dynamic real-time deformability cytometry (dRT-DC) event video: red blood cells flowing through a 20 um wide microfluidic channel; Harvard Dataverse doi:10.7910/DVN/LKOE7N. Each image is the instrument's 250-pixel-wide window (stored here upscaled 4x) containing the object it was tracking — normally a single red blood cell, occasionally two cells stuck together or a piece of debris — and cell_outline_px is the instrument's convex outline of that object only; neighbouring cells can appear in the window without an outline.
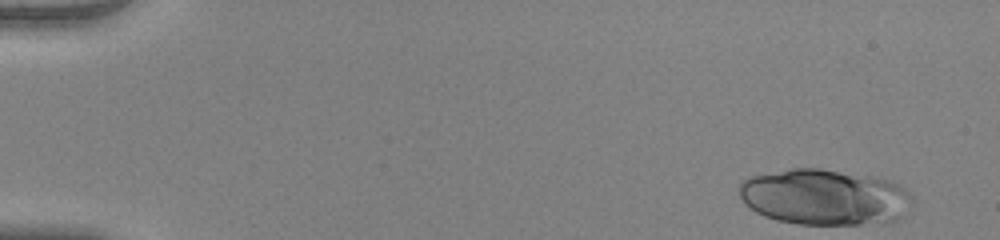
{"species": "human", "species_latin": "Homo sapiens", "temperature_condition": "warm", "stored_images_in_passage": 50, "camera_frame_rate_fps": 3000, "um_per_image_px": 0.085, "donor": {"sex": "female"}, "frame": {"image": 1, "passage_image": 1, "time_ms": 0.0, "image_size_px": [1000, 240], "cell_outline_px": [[912, 204], [908, 212], [900, 220], [888, 224], [800, 224], [776, 220], [764, 216], [756, 212], [744, 204], [740, 196], [740, 184], [748, 176], [792, 168], [820, 168], [892, 180], [904, 188], [912, 196]], "centroid_in_image_um": [70.14, 16.77], "position_along_channel_um": 14.9, "area_um2": 57.11}}
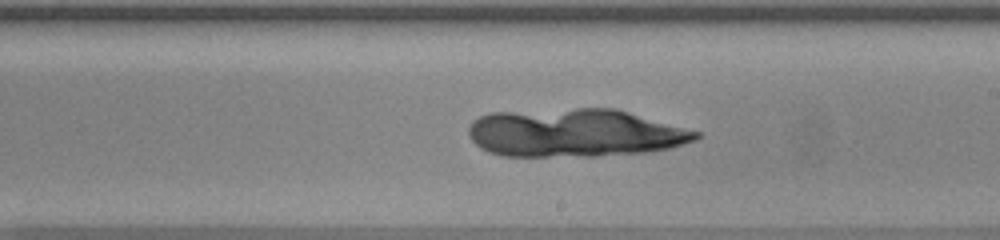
{"frame": {"image": 2, "passage_image": 29, "time_ms": 9.333, "image_size_px": [1000, 240], "cell_outline_px": [[700, 136], [696, 140], [668, 148], [648, 152], [596, 156], [504, 156], [488, 152], [480, 148], [472, 140], [468, 132], [468, 128], [472, 120], [488, 112], [576, 108], [616, 108], [700, 132]], "centroid_in_image_um": [48.83, 11.29], "position_along_channel_um": 240.2, "area_um2": 64.1}}
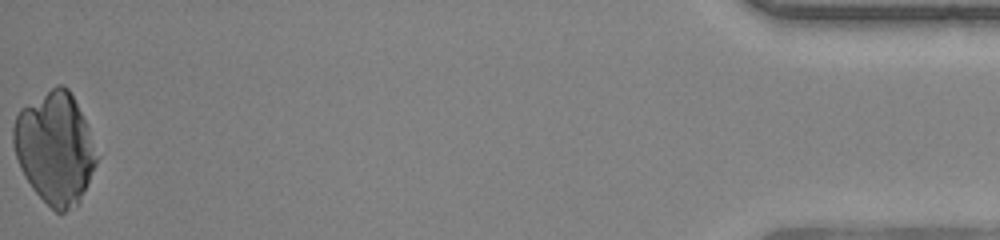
{"frame": {"image": 3, "passage_image": 50, "time_ms": 16.333, "image_size_px": [1000, 240], "cell_outline_px": [[100, 156], [80, 200], [76, 204], [64, 212], [56, 212], [32, 188], [24, 176], [20, 168], [16, 156], [12, 140], [12, 128], [16, 116], [20, 108], [56, 84], [64, 84], [68, 88], [88, 128]], "centroid_in_image_um": [4.66, 12.56], "position_along_channel_um": 430.5, "area_um2": 53.99}}